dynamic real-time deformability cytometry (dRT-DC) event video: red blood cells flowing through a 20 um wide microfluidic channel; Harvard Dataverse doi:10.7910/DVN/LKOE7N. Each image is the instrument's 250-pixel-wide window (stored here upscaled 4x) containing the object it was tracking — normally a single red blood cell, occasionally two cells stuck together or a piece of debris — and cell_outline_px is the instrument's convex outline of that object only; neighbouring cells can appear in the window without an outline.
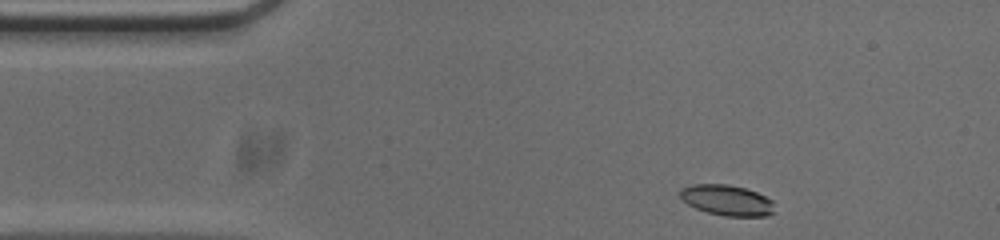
{"species": "common noctule bat (a hibernating species)", "species_latin": "Nyctalus noctula", "temperature_condition": "cold", "stored_images_in_passage": 47, "camera_frame_rate_fps": 3000, "um_per_image_px": 0.085, "animal": {"sex": "male", "body_mass_g": 20.0, "forearm_length_mm": 53.3}, "frame": {"image": 1, "passage_image": 1, "time_ms": 0.0, "image_size_px": [1000, 240], "cell_outline_px": [[776, 212], [764, 216], [724, 216], [708, 212], [696, 208], [688, 204], [680, 196], [680, 188], [692, 184], [728, 184], [744, 188], [756, 192], [772, 200]], "centroid_in_image_um": [61.8, 17.02], "position_along_channel_um": 23.2, "area_um2": 16.82}}
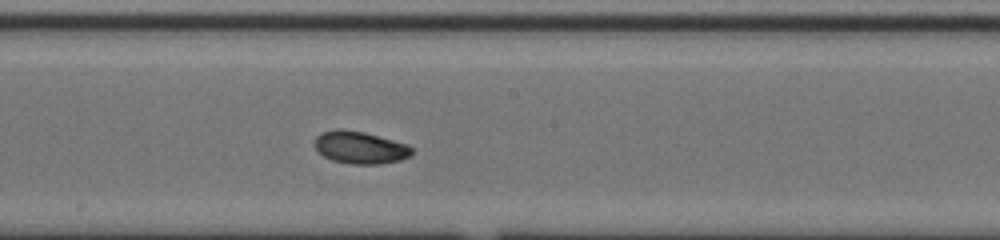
{"frame": {"image": 2, "passage_image": 21, "time_ms": 6.667, "image_size_px": [1000, 240], "cell_outline_px": [[412, 152], [408, 156], [400, 160], [380, 164], [348, 164], [332, 160], [324, 156], [312, 144], [316, 136], [320, 132], [336, 128], [340, 128], [364, 132], [408, 144], [412, 148]], "centroid_in_image_um": [30.56, 12.52], "position_along_channel_um": 217.6, "area_um2": 18.5}}
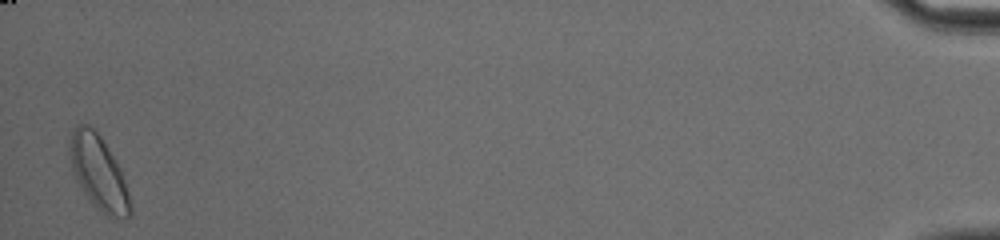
{"frame": {"image": 3, "passage_image": 46, "time_ms": 15.0, "image_size_px": [1000, 240], "cell_outline_px": [[132, 212], [124, 220], [112, 220], [96, 208], [84, 192], [72, 168], [68, 152], [68, 144], [72, 128], [76, 124], [88, 124], [100, 136], [120, 168], [124, 180], [132, 208]], "centroid_in_image_um": [8.37, 14.7], "position_along_channel_um": 426.8, "area_um2": 26.07}, "authors_computed_cell_mechanics": {"area_um2": 18.3226, "velocity_mm_per_s": 3.7584, "shape_relaxation_time_tau1_ms": 5.4701, "shape_relaxation_time_tau2_ms": 5.0802, "deformation_change_tau1": 0.1561, "deformation_change_tau2": 0.0834}}